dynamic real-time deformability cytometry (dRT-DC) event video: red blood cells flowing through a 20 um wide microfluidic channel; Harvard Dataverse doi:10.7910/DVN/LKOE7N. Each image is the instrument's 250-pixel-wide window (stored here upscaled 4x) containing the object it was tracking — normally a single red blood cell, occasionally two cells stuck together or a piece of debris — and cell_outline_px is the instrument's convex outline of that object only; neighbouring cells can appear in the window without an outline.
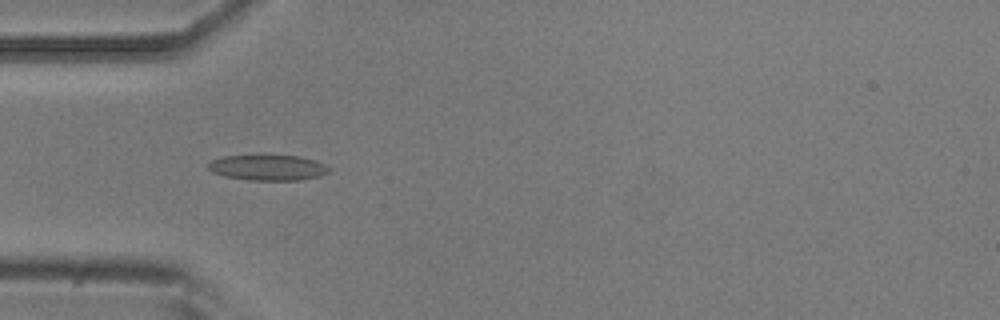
{"species": "common noctule bat (a hibernating species)", "species_latin": "Nyctalus noctula", "temperature_condition": "room temperature", "stored_images_in_passage": 10, "camera_frame_rate_fps": 3000, "um_per_image_px": 0.085, "animal": {"sex": "male", "body_mass_g": 20.5, "forearm_length_mm": 52.5}, "frame": {"image": 1, "passage_image": 4, "time_ms": 1.0, "image_size_px": [1000, 320], "cell_outline_px": [[332, 168], [328, 172], [320, 176], [300, 180], [248, 180], [224, 176], [212, 172], [208, 168], [208, 164], [212, 160], [224, 156], [300, 156], [316, 160]], "centroid_in_image_um": [22.8, 14.25], "position_along_channel_um": 62.2, "area_um2": 17.92}}
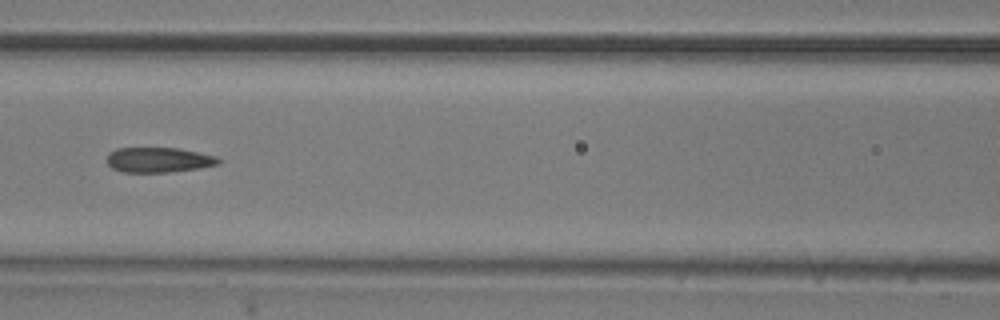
{"frame": {"image": 2, "passage_image": 6, "time_ms": 1.667, "image_size_px": [1000, 320], "cell_outline_px": [[220, 164], [200, 168], [168, 172], [124, 172], [112, 168], [108, 164], [108, 152], [116, 148], [176, 148], [216, 156], [220, 160]], "centroid_in_image_um": [13.47, 13.59], "position_along_channel_um": 153.1, "area_um2": 16.18}}
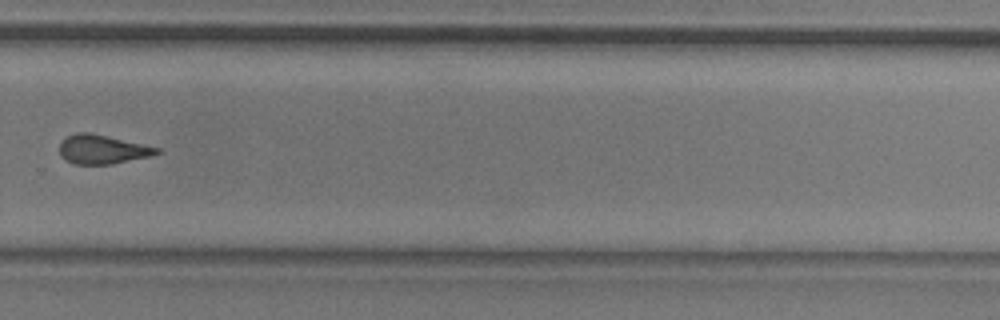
{"frame": {"image": 3, "passage_image": 10, "time_ms": 3.0, "image_size_px": [1000, 320], "cell_outline_px": [[160, 152], [152, 156], [112, 164], [72, 164], [64, 160], [60, 156], [60, 144], [68, 136], [76, 132], [88, 132], [160, 148]], "centroid_in_image_um": [8.68, 12.71], "position_along_channel_um": 321.1, "area_um2": 16.36}}